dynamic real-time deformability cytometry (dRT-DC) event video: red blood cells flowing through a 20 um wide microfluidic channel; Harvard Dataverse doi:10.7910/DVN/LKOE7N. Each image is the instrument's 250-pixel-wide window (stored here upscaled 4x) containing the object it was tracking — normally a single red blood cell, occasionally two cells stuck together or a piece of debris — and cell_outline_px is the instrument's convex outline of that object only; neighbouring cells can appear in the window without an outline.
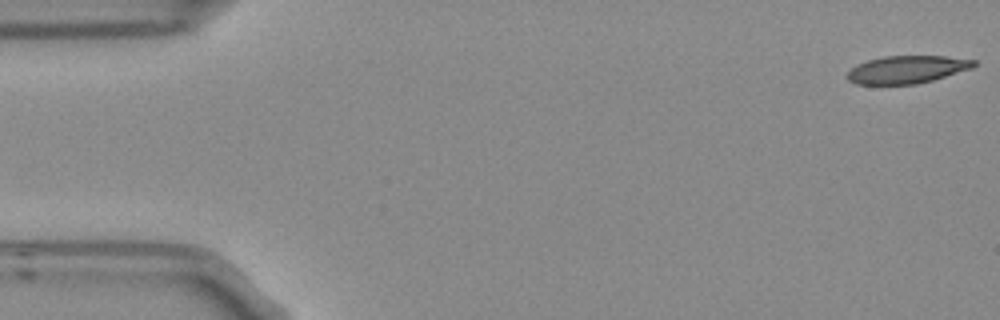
{"species": "Egyptian fruit bat (a non-hibernating species)", "species_latin": "Rousettus aegyptiacus", "temperature_condition": "room temperature", "stored_images_in_passage": 5, "camera_frame_rate_fps": 3000, "um_per_image_px": 0.085, "frame": {"image": 1, "passage_image": 1, "time_ms": 0.0, "image_size_px": [1000, 320], "cell_outline_px": [[976, 64], [972, 68], [932, 80], [916, 84], [856, 84], [848, 80], [848, 72], [856, 64], [868, 60], [884, 56], [944, 56], [976, 60]], "centroid_in_image_um": [77.09, 5.9], "position_along_channel_um": 7.9, "area_um2": 20.23}}
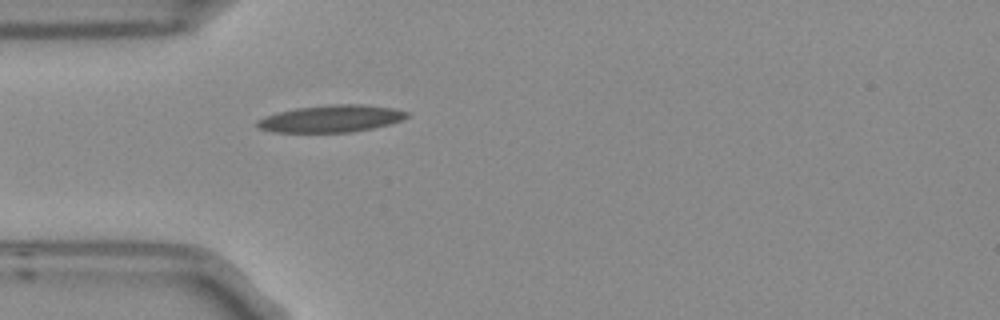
{"frame": {"image": 2, "passage_image": 5, "time_ms": 1.333, "image_size_px": [1000, 320], "cell_outline_px": [[408, 116], [400, 120], [388, 124], [372, 128], [352, 132], [272, 132], [260, 128], [256, 124], [256, 120], [264, 116], [296, 108], [332, 104], [364, 104], [392, 108], [408, 112]], "centroid_in_image_um": [28.12, 10.08], "position_along_channel_um": 56.9, "area_um2": 23.47}}